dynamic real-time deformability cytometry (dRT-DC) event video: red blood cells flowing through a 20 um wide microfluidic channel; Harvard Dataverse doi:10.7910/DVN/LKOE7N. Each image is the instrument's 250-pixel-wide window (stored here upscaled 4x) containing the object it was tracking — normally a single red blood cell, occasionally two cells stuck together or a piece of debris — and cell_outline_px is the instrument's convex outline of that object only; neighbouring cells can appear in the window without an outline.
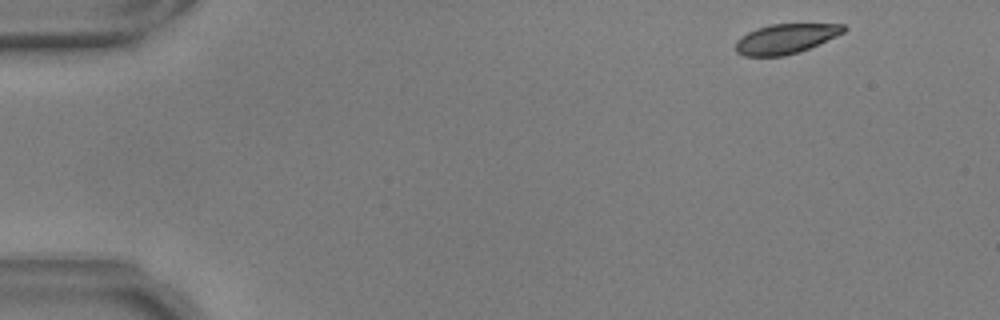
{"species": "common noctule bat (a hibernating species)", "species_latin": "Nyctalus noctula", "temperature_condition": "warm", "stored_images_in_passage": 13, "camera_frame_rate_fps": 3000, "um_per_image_px": 0.085, "animal": {"sex": "male", "body_mass_g": 17.9, "forearm_length_mm": 54.2}, "frame": {"image": 1, "passage_image": 2, "time_ms": 0.333, "image_size_px": [1000, 320], "cell_outline_px": [[848, 28], [844, 32], [836, 36], [800, 52], [784, 56], [744, 56], [736, 52], [736, 40], [740, 36], [756, 28], [772, 24], [844, 24]], "centroid_in_image_um": [66.77, 3.29], "position_along_channel_um": 18.2, "area_um2": 18.79}}